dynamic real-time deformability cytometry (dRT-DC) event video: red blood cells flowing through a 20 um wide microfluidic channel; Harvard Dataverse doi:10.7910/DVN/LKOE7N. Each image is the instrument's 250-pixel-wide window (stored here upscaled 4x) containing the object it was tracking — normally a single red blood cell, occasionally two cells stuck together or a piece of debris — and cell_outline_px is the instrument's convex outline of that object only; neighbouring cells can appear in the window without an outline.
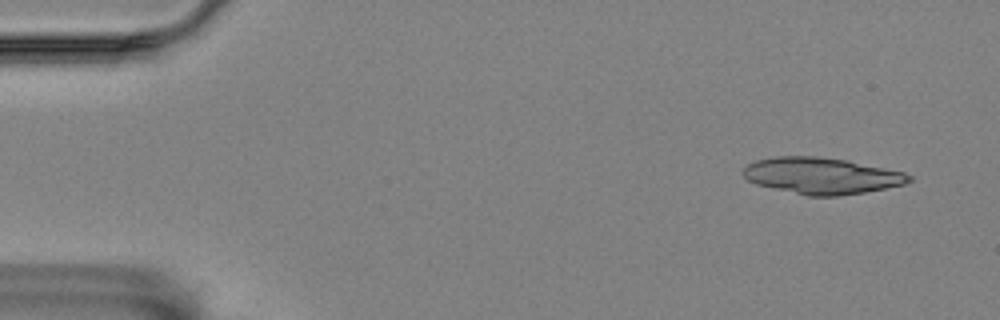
{"species": "Egyptian fruit bat (a non-hibernating species)", "species_latin": "Rousettus aegyptiacus", "temperature_condition": "room temperature", "stored_images_in_passage": 5, "camera_frame_rate_fps": 3000, "um_per_image_px": 0.085, "animal": {"sex": "female"}, "frame": {"image": 1, "passage_image": 1, "time_ms": 0.0, "image_size_px": [1000, 320], "cell_outline_px": [[912, 180], [904, 184], [864, 192], [840, 196], [808, 196], [756, 184], [748, 180], [740, 172], [748, 164], [756, 160], [776, 156], [816, 156], [848, 160], [904, 172], [912, 176]], "centroid_in_image_um": [69.82, 14.93], "position_along_channel_um": 15.2, "area_um2": 35.14}}